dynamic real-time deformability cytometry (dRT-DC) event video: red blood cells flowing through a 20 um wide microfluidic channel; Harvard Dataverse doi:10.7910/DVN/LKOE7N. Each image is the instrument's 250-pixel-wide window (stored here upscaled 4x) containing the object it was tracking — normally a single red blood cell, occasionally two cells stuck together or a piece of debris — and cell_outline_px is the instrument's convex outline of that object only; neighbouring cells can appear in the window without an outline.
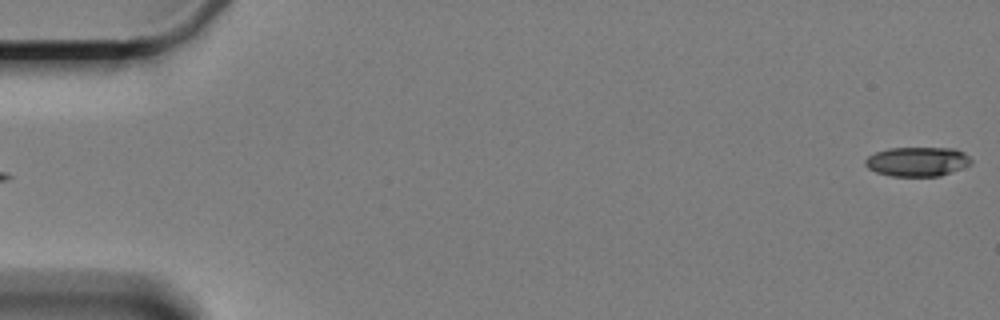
{"species": "Egyptian fruit bat (a non-hibernating species)", "species_latin": "Rousettus aegyptiacus", "temperature_condition": "cold", "stored_images_in_passage": 5, "segment_of_instrument_passage": [2, 2], "camera_frame_rate_fps": 3000, "um_per_image_px": 0.085, "animal": {"sex": "female"}, "frame": {"image": 1, "passage_image": 5, "time_ms": 4.667, "image_size_px": [1000, 320], "cell_outline_px": [[972, 160], [968, 164], [960, 168], [940, 176], [892, 176], [876, 172], [868, 168], [864, 164], [864, 160], [868, 156], [876, 152], [888, 148], [956, 148], [964, 152]], "centroid_in_image_um": [77.94, 13.73], "position_along_channel_um": 7.1, "area_um2": 18.03}}